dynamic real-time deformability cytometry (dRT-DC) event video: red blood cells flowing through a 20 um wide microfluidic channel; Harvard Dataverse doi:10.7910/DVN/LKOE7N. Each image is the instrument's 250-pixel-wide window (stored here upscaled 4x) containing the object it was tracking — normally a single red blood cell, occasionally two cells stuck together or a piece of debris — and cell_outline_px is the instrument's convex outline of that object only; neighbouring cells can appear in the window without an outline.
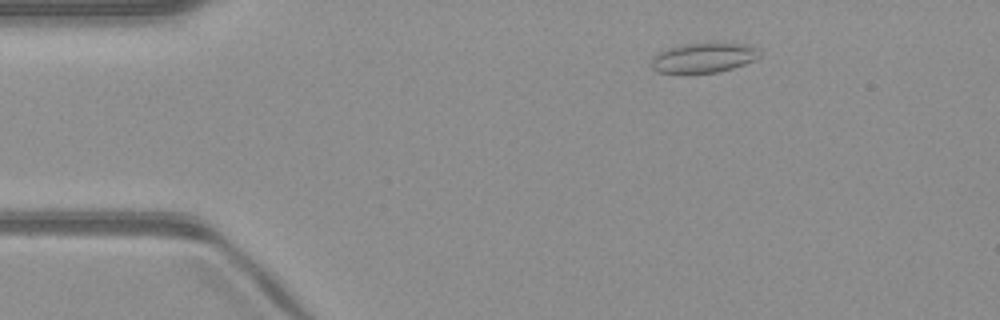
{"species": "common noctule bat (a hibernating species)", "species_latin": "Nyctalus noctula", "temperature_condition": "warm", "stored_images_in_passage": 47, "camera_frame_rate_fps": 3000, "um_per_image_px": 0.085, "animal": {"sex": "male", "body_mass_g": 23.1, "forearm_length_mm": 52.7}, "frame": {"image": 1, "passage_image": 5, "time_ms": 1.333, "image_size_px": [1000, 320], "cell_outline_px": [[760, 56], [744, 64], [732, 68], [716, 72], [656, 72], [652, 68], [652, 56], [668, 48], [680, 44], [716, 40], [744, 44], [756, 48]], "centroid_in_image_um": [59.8, 4.85], "position_along_channel_um": 25.2, "area_um2": 19.07}}
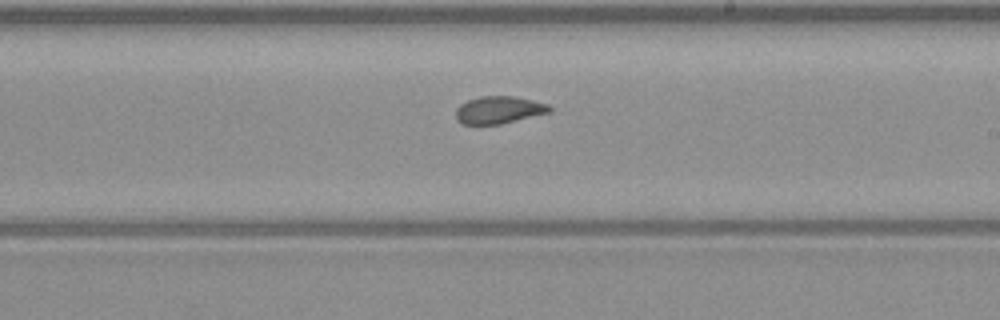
{"frame": {"image": 2, "passage_image": 26, "time_ms": 8.333, "image_size_px": [1000, 320], "cell_outline_px": [[552, 112], [500, 124], [460, 124], [456, 120], [456, 108], [460, 104], [468, 100], [480, 96], [516, 96], [548, 104], [552, 108]], "centroid_in_image_um": [42.4, 9.34], "position_along_channel_um": 246.6, "area_um2": 15.09}}
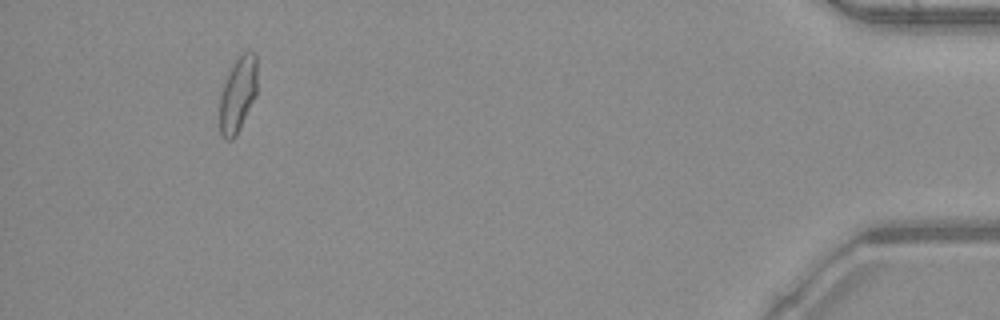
{"frame": {"image": 3, "passage_image": 44, "time_ms": 14.333, "image_size_px": [1000, 320], "cell_outline_px": [[256, 96], [236, 136], [232, 140], [224, 140], [220, 136], [220, 96], [228, 72], [240, 52], [256, 52]], "centroid_in_image_um": [20.21, 8.04], "position_along_channel_um": 415.0, "area_um2": 16.59}, "authors_computed_cell_mechanics": {"area_um2": 16.0684, "velocity_mm_per_s": 4.0704, "shape_relaxation_time_tau1_ms": null, "shape_relaxation_time_tau2_ms": 1.5316, "deformation_change_tau1": null, "deformation_change_tau2": 0.07}}